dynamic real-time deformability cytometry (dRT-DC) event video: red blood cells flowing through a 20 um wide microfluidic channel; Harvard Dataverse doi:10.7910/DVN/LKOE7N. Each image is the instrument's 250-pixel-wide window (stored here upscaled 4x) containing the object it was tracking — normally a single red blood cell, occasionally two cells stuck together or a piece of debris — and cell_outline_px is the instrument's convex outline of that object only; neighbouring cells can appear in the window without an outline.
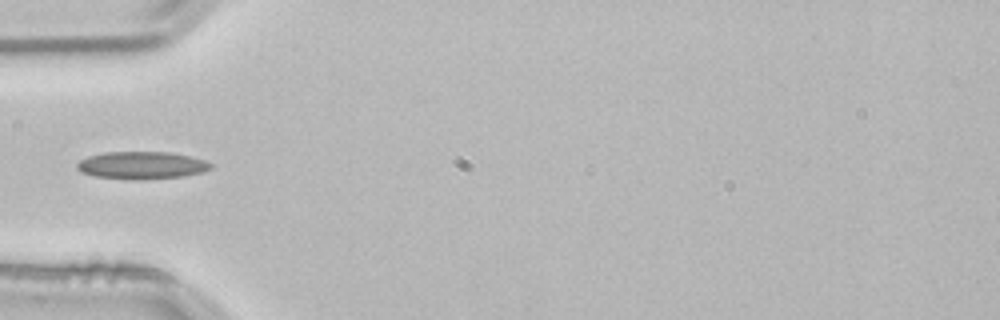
{"species": "common noctule bat (a hibernating species)", "species_latin": "Nyctalus noctula", "temperature_condition": "room temperature", "stored_images_in_passage": 3, "camera_frame_rate_fps": 3000, "um_per_image_px": 0.085, "animal": {"sex": "male", "body_mass_g": 21.5, "forearm_length_mm": 52.0}, "frame": {"image": 1, "passage_image": 3, "time_ms": 0.667, "image_size_px": [1000, 320], "cell_outline_px": [[216, 164], [212, 168], [204, 172], [184, 176], [144, 180], [132, 180], [96, 176], [80, 172], [76, 168], [76, 164], [80, 160], [88, 156], [104, 152], [168, 152], [188, 156], [204, 160]], "centroid_in_image_um": [12.07, 14.06], "position_along_channel_um": 72.9, "area_um2": 21.68}}